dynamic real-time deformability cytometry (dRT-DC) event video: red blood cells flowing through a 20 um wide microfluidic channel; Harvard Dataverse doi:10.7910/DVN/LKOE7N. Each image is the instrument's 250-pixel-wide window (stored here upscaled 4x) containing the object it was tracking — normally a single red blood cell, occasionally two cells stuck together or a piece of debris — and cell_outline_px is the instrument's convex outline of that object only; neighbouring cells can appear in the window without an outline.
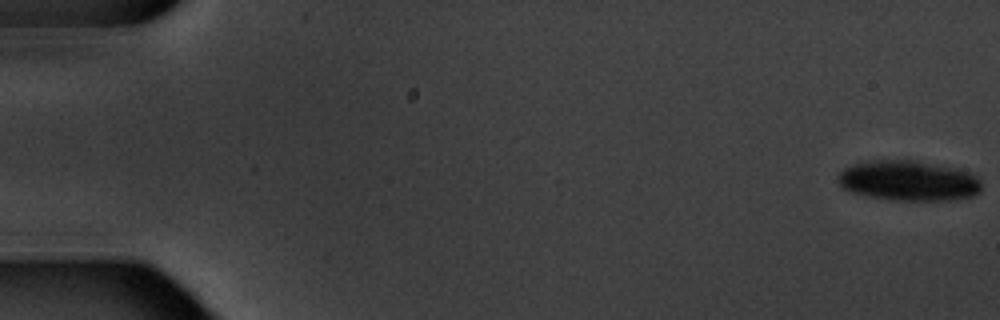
{"species": "common noctule bat (a hibernating species)", "species_latin": "Nyctalus noctula", "temperature_condition": "warm", "stored_images_in_passage": 11, "camera_frame_rate_fps": 3000, "um_per_image_px": 0.085, "animal": {"sex": "male", "body_mass_g": 20.1, "forearm_length_mm": 53.5}, "frame": {"image": 1, "passage_image": 1, "time_ms": 0.0, "image_size_px": [1000, 320], "cell_outline_px": [[980, 192], [972, 196], [952, 200], [892, 200], [868, 196], [848, 192], [836, 180], [840, 172], [844, 168], [856, 164], [876, 160], [916, 160], [956, 168], [972, 172], [980, 180]], "centroid_in_image_um": [77.24, 15.36], "position_along_channel_um": 7.8, "area_um2": 33.76}}
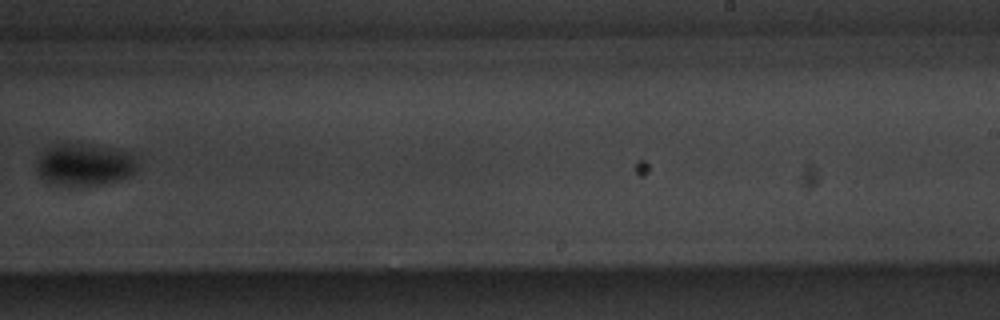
{"frame": {"image": 2, "passage_image": 11, "time_ms": 12.667, "image_size_px": [1000, 320], "cell_outline_px": [[136, 168], [132, 172], [116, 180], [84, 188], [76, 188], [52, 184], [44, 180], [40, 176], [36, 168], [36, 160], [48, 148], [64, 140], [92, 144], [124, 152], [132, 156], [136, 164]], "centroid_in_image_um": [7.05, 14.0], "position_along_channel_um": 281.9, "area_um2": 25.09}}